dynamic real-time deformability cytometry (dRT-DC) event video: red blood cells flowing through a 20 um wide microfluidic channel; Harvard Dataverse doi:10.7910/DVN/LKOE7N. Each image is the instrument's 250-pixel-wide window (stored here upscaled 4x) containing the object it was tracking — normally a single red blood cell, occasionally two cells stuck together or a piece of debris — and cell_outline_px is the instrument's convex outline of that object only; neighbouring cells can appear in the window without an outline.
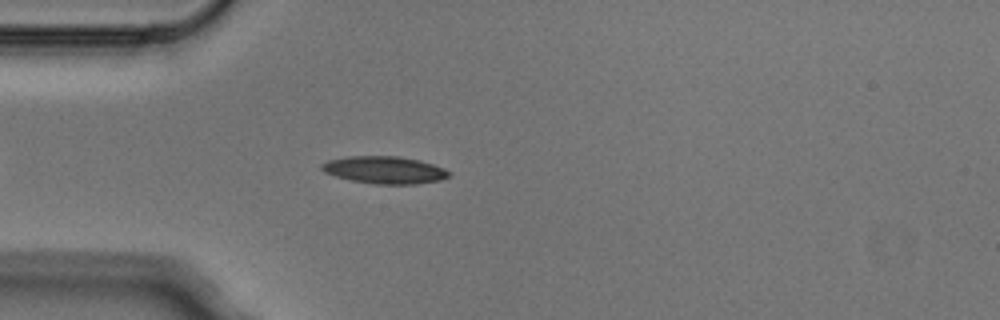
{"species": "Egyptian fruit bat (a non-hibernating species)", "species_latin": "Rousettus aegyptiacus", "temperature_condition": "cold", "stored_images_in_passage": 5, "camera_frame_rate_fps": 3000, "um_per_image_px": 0.085, "animal": {"sex": "male"}, "frame": {"image": 1, "passage_image": 5, "time_ms": 1.333, "image_size_px": [1000, 320], "cell_outline_px": [[452, 176], [440, 180], [416, 184], [376, 184], [352, 180], [336, 176], [324, 172], [320, 168], [320, 164], [328, 160], [348, 156], [400, 156], [420, 160], [444, 168], [452, 172]], "centroid_in_image_um": [32.72, 14.44], "position_along_channel_um": 52.3, "area_um2": 20.4}}